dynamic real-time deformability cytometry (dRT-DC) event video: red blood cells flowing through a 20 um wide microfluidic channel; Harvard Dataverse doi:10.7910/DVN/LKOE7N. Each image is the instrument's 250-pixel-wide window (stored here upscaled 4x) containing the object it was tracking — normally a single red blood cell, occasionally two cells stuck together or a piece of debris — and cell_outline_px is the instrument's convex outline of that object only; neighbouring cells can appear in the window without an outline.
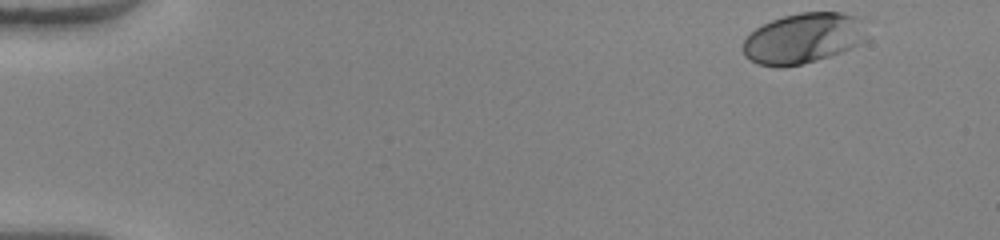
{"species": "human", "species_latin": "Homo sapiens", "temperature_condition": "warm", "stored_images_in_passage": 48, "camera_frame_rate_fps": 3000, "um_per_image_px": 0.085, "donor": {"sex": "female"}, "frame": {"image": 1, "passage_image": 1, "time_ms": 0.0, "image_size_px": [1000, 240], "cell_outline_px": [[864, 40], [840, 52], [816, 60], [784, 68], [776, 68], [756, 64], [744, 56], [744, 40], [756, 28], [772, 20], [784, 16], [800, 12], [840, 12], [856, 16]], "centroid_in_image_um": [68.16, 3.28], "position_along_channel_um": 16.8, "area_um2": 35.55}}
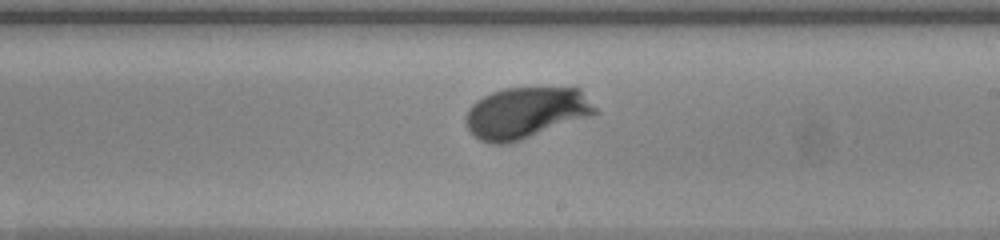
{"frame": {"image": 2, "passage_image": 28, "time_ms": 9.0, "image_size_px": [1000, 240], "cell_outline_px": [[600, 112], [592, 116], [508, 144], [488, 144], [480, 140], [468, 128], [464, 120], [464, 116], [468, 108], [476, 100], [492, 92], [504, 88], [580, 88]], "centroid_in_image_um": [44.69, 9.59], "position_along_channel_um": 244.3, "area_um2": 38.78}}
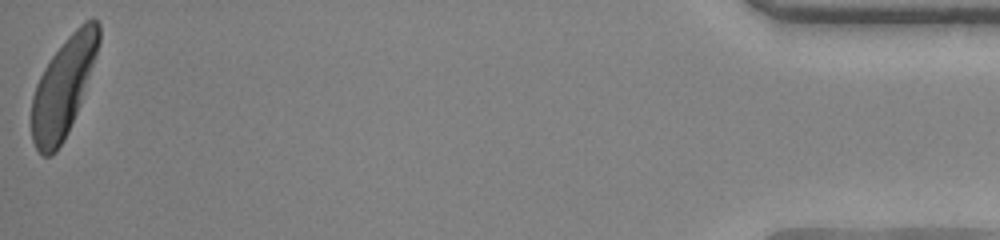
{"frame": {"image": 3, "passage_image": 48, "time_ms": 15.667, "image_size_px": [1000, 240], "cell_outline_px": [[100, 40], [76, 112], [68, 132], [64, 140], [56, 152], [52, 156], [44, 156], [36, 148], [32, 140], [32, 96], [36, 84], [44, 68], [52, 56], [68, 36], [84, 20], [92, 16], [100, 24]], "centroid_in_image_um": [5.36, 7.39], "position_along_channel_um": 429.8, "area_um2": 37.69}, "authors_computed_cell_mechanics": {"area_um2": 37.3677, "velocity_mm_per_s": 4.0565, "shape_relaxation_time_tau1_ms": 1.6599, "shape_relaxation_time_tau2_ms": null, "deformation_change_tau1": 0.1546, "deformation_change_tau2": null}}